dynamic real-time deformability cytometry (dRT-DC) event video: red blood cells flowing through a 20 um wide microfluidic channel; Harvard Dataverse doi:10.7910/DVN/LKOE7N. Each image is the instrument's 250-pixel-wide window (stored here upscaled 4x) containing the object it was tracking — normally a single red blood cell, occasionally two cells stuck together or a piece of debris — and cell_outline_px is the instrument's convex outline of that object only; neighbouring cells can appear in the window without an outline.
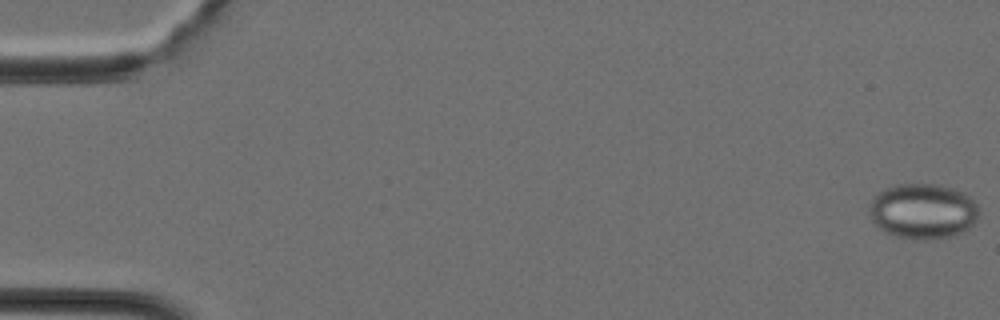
{"species": "Egyptian fruit bat (a non-hibernating species)", "species_latin": "Rousettus aegyptiacus", "temperature_condition": "cold", "stored_images_in_passage": 41, "camera_frame_rate_fps": 3000, "um_per_image_px": 0.085, "animal": {"sex": "female"}, "frame": {"image": 1, "passage_image": 1, "time_ms": 0.0, "image_size_px": [1000, 320], "cell_outline_px": [[980, 212], [976, 220], [968, 228], [952, 236], [928, 240], [912, 240], [896, 236], [884, 232], [872, 220], [868, 208], [872, 200], [884, 188], [896, 184], [936, 184], [952, 188], [964, 192], [976, 204]], "centroid_in_image_um": [78.44, 17.96], "position_along_channel_um": 6.6, "area_um2": 35.43}}
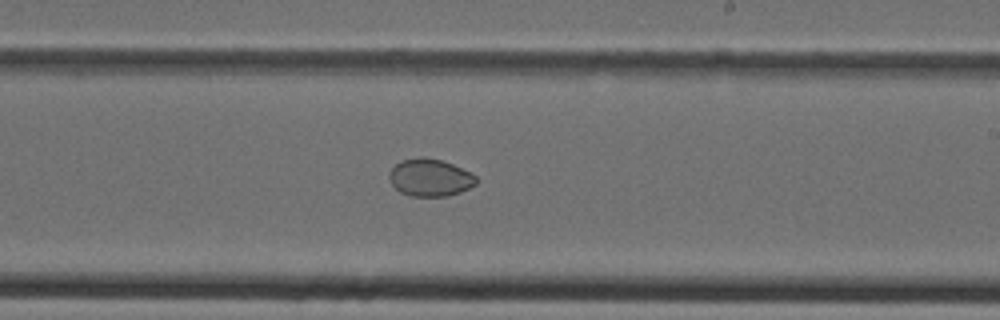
{"frame": {"image": 2, "passage_image": 24, "time_ms": 7.667, "image_size_px": [1000, 320], "cell_outline_px": [[476, 184], [460, 192], [448, 196], [412, 196], [400, 192], [392, 184], [388, 176], [388, 172], [400, 160], [420, 156], [424, 156], [440, 160], [452, 164], [476, 176]], "centroid_in_image_um": [36.51, 15.09], "position_along_channel_um": 252.5, "area_um2": 18.9}}
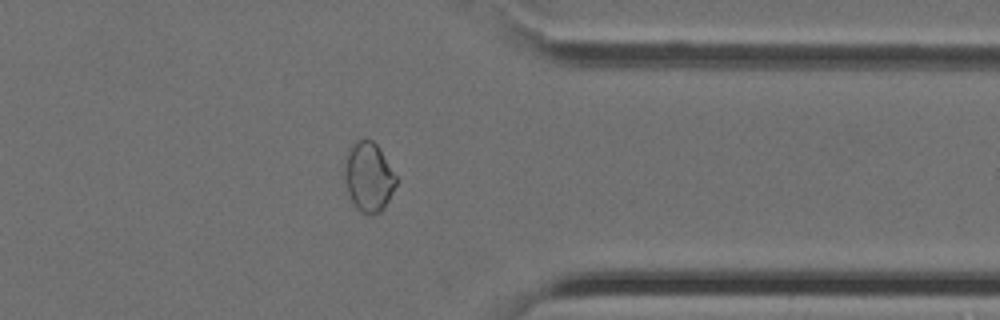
{"frame": {"image": 3, "passage_image": 32, "time_ms": 10.333, "image_size_px": [1000, 320], "cell_outline_px": [[396, 184], [384, 208], [380, 212], [364, 212], [356, 208], [348, 192], [344, 180], [344, 172], [348, 148], [356, 140], [372, 140], [376, 144], [396, 176]], "centroid_in_image_um": [31.31, 15.01], "position_along_channel_um": 380.1, "area_um2": 20.29}}